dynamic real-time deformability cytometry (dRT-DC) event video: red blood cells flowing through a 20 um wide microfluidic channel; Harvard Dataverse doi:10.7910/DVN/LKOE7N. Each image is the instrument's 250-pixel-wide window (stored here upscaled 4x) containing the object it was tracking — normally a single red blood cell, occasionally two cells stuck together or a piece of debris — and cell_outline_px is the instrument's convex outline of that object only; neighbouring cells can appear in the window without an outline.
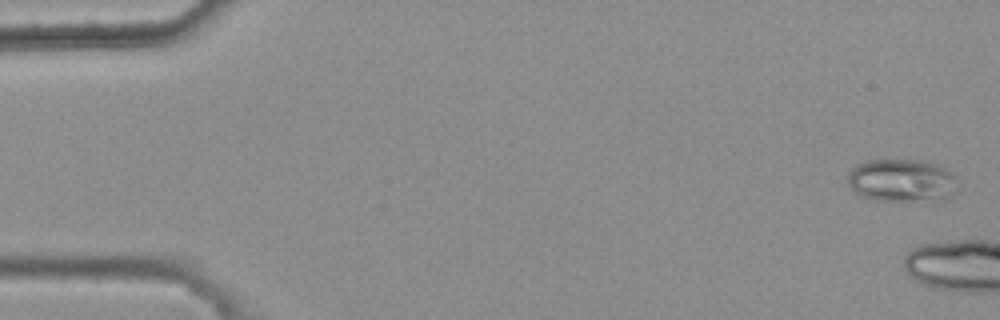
{"species": "common noctule bat (a hibernating species)", "species_latin": "Nyctalus noctula", "temperature_condition": "warm", "stored_images_in_passage": 4, "camera_frame_rate_fps": 3000, "um_per_image_px": 0.085, "animal": {"sex": "female", "body_mass_g": 25.1}, "frame": {"image": 1, "passage_image": 1, "time_ms": 0.0, "image_size_px": [1000, 320], "cell_outline_px": [[960, 180], [952, 196], [944, 200], [880, 200], [860, 196], [848, 184], [848, 172], [856, 164], [868, 160], [924, 160], [936, 164], [952, 172]], "centroid_in_image_um": [76.7, 15.33], "position_along_channel_um": 8.3, "area_um2": 27.74}}